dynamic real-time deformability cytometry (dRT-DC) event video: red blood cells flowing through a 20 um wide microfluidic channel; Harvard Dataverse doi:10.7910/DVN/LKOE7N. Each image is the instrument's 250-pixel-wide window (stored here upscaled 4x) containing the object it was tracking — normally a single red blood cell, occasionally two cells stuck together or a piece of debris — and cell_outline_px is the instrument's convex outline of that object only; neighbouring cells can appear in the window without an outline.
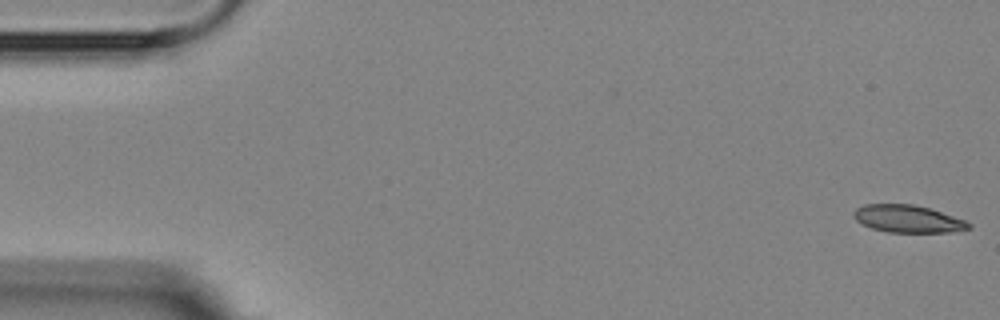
{"species": "Egyptian fruit bat (a non-hibernating species)", "species_latin": "Rousettus aegyptiacus", "temperature_condition": "room temperature", "stored_images_in_passage": 8, "camera_frame_rate_fps": 3000, "um_per_image_px": 0.085, "animal": {"sex": "female"}, "frame": {"image": 1, "passage_image": 1, "time_ms": 0.0, "image_size_px": [1000, 320], "cell_outline_px": [[972, 228], [952, 232], [888, 232], [872, 228], [856, 220], [852, 216], [852, 212], [856, 208], [864, 204], [912, 204], [928, 208], [964, 220], [972, 224]], "centroid_in_image_um": [77.14, 18.6], "position_along_channel_um": 7.9, "area_um2": 18.26}}
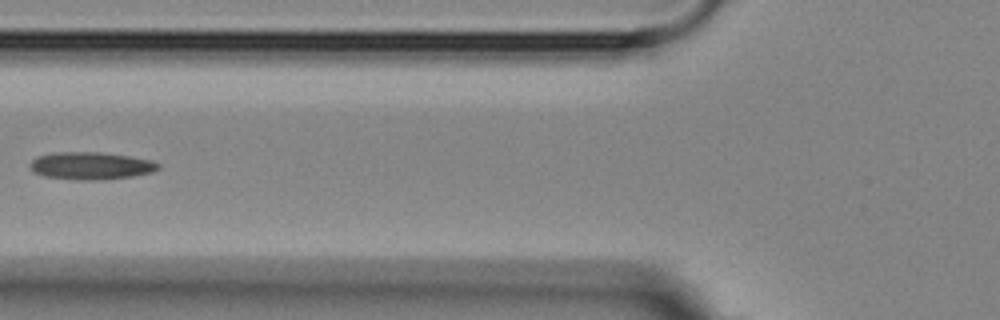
{"frame": {"image": 2, "passage_image": 7, "time_ms": 6.667, "image_size_px": [1000, 320], "cell_outline_px": [[160, 168], [152, 172], [132, 176], [100, 180], [80, 180], [44, 176], [36, 172], [32, 168], [32, 160], [36, 156], [56, 152], [100, 152], [128, 156], [152, 160], [160, 164]], "centroid_in_image_um": [7.77, 14.08], "position_along_channel_um": 118.0, "area_um2": 20.35}}
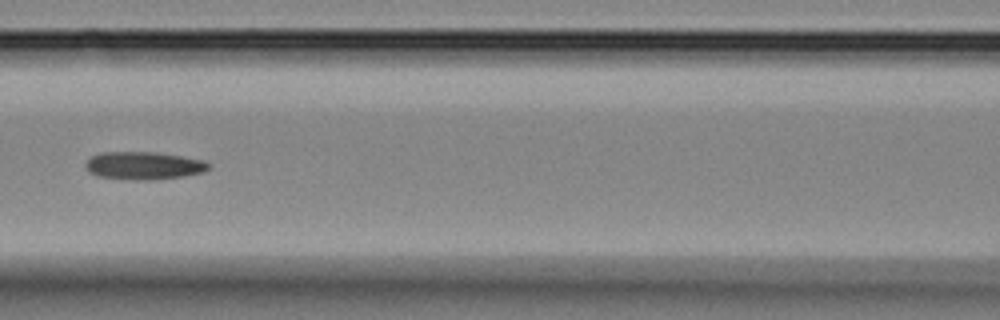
{"frame": {"image": 3, "passage_image": 8, "time_ms": 7.667, "image_size_px": [1000, 320], "cell_outline_px": [[212, 164], [204, 172], [184, 176], [152, 180], [136, 180], [100, 176], [88, 172], [84, 164], [92, 156], [100, 152], [156, 152], [180, 156], [200, 160]], "centroid_in_image_um": [12.2, 14.08], "position_along_channel_um": 154.4, "area_um2": 19.83}}